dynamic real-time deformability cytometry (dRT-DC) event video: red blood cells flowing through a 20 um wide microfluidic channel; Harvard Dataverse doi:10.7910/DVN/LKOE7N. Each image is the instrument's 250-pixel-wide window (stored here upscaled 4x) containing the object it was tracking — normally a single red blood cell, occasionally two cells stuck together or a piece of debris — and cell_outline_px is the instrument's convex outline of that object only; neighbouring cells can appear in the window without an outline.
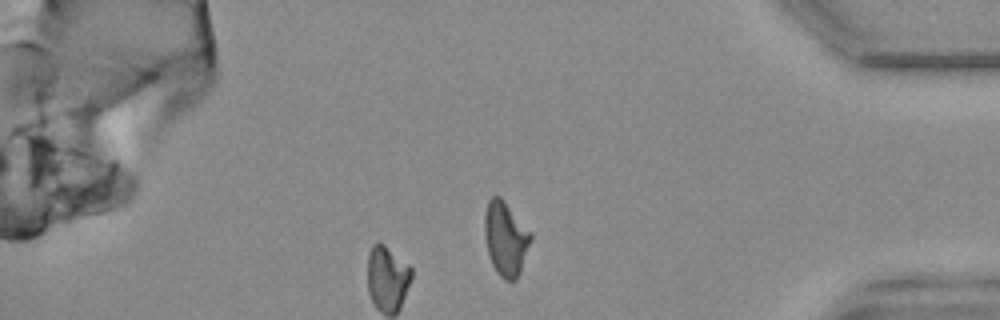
{"species": "common noctule bat (a hibernating species)", "species_latin": "Nyctalus noctula", "temperature_condition": "warm", "stored_images_in_passage": 31, "camera_frame_rate_fps": 3000, "um_per_image_px": 0.085, "animal": {"sex": "female", "body_mass_g": 25.1}, "frame": {"image": 1, "passage_image": 31, "time_ms": 10.0, "image_size_px": [1000, 320], "cell_outline_px": [[532, 240], [520, 272], [516, 280], [504, 280], [496, 272], [492, 264], [488, 252], [484, 232], [484, 216], [488, 200], [492, 196], [500, 196], [504, 200], [532, 232]], "centroid_in_image_um": [42.99, 20.27], "position_along_channel_um": 392.2, "area_um2": 20.11}, "authors_computed_cell_mechanics": {"area_um2": 17.629, "velocity_mm_per_s": 3.7049, "shape_relaxation_time_tau1_ms": null, "shape_relaxation_time_tau2_ms": 8.9625, "deformation_change_tau1": null, "deformation_change_tau2": 0.1799}}